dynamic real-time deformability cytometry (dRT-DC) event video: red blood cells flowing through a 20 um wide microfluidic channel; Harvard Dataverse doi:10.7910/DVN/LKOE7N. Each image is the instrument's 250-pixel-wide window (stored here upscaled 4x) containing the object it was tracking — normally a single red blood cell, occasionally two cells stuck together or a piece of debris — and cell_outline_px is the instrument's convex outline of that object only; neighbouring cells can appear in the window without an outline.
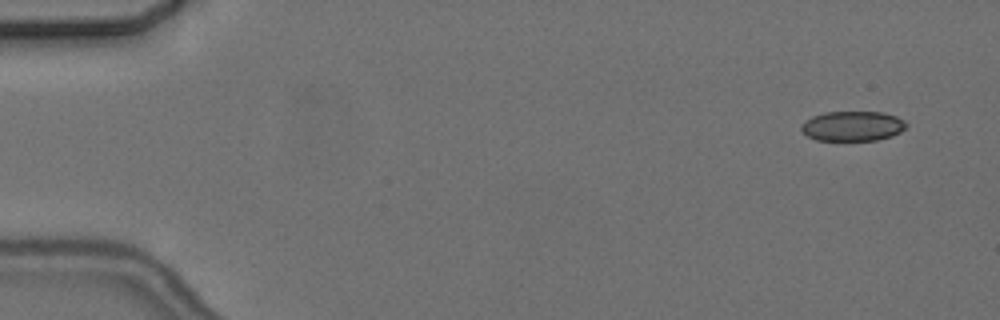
{"species": "common noctule bat (a hibernating species)", "species_latin": "Nyctalus noctula", "temperature_condition": "cold", "stored_images_in_passage": 6, "camera_frame_rate_fps": 3000, "um_per_image_px": 0.085, "animal": {"sex": "female", "body_mass_g": 24.6, "forearm_length_mm": 56.2}, "frame": {"image": 1, "passage_image": 2, "time_ms": 1.0, "image_size_px": [1000, 320], "cell_outline_px": [[908, 124], [900, 132], [892, 136], [876, 140], [816, 140], [808, 136], [800, 128], [812, 116], [824, 112], [884, 112], [896, 116], [904, 120]], "centroid_in_image_um": [72.51, 10.71], "position_along_channel_um": 12.5, "area_um2": 18.15}}
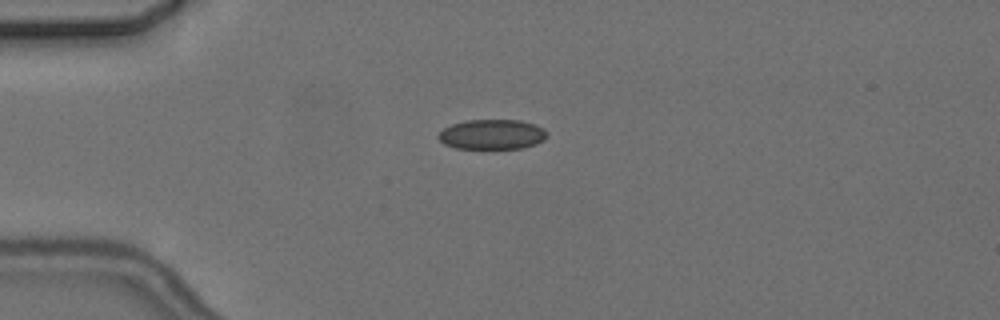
{"frame": {"image": 2, "passage_image": 5, "time_ms": 4.667, "image_size_px": [1000, 320], "cell_outline_px": [[548, 136], [544, 140], [536, 144], [520, 148], [456, 148], [444, 144], [436, 136], [444, 128], [452, 124], [468, 120], [520, 120], [536, 124], [544, 128], [548, 132]], "centroid_in_image_um": [41.86, 11.41], "position_along_channel_um": 43.1, "area_um2": 19.02}}